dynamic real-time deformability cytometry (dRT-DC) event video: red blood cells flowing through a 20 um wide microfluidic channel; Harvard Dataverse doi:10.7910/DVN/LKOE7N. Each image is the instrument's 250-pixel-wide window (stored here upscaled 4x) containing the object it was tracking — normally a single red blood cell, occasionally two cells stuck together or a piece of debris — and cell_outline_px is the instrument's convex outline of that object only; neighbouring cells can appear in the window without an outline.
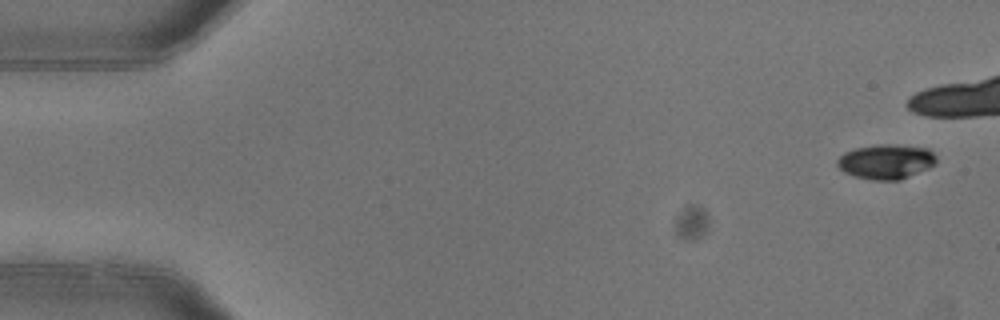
{"species": "common noctule bat (a hibernating species)", "species_latin": "Nyctalus noctula", "temperature_condition": "warm", "stored_images_in_passage": 2, "camera_frame_rate_fps": 3000, "um_per_image_px": 0.085, "animal": {"sex": "female"}, "frame": {"image": 1, "passage_image": 1, "time_ms": 0.0, "image_size_px": [1000, 320], "cell_outline_px": [[936, 164], [928, 168], [900, 180], [872, 180], [856, 176], [844, 172], [836, 164], [836, 160], [844, 152], [856, 148], [876, 144], [896, 144], [928, 148], [936, 156]], "centroid_in_image_um": [75.32, 13.72], "position_along_channel_um": 9.7, "area_um2": 20.11}}